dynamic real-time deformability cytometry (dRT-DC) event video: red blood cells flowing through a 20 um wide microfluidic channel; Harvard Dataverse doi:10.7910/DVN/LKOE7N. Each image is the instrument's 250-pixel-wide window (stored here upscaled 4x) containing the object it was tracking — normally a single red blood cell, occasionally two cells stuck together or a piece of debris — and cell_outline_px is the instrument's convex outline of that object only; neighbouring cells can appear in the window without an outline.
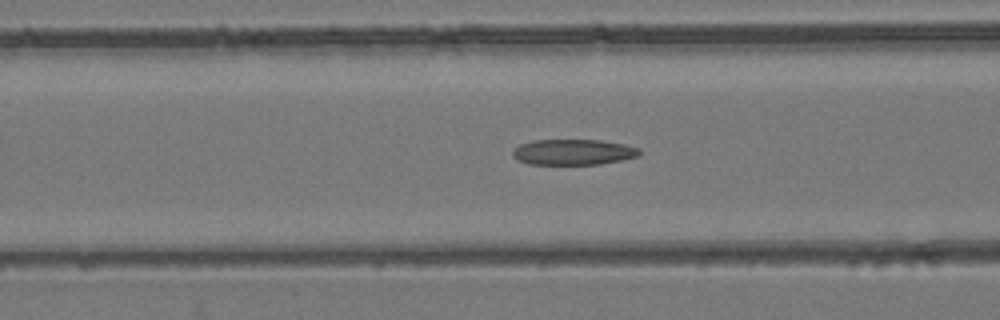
{"species": "common noctule bat (a hibernating species)", "species_latin": "Nyctalus noctula", "temperature_condition": "room temperature", "stored_images_in_passage": 49, "camera_frame_rate_fps": 3000, "um_per_image_px": 0.085, "animal": {"sex": "female", "body_mass_g": 24.6, "forearm_length_mm": 56.2}, "frame": {"image": 1, "passage_image": 17, "time_ms": 5.333, "image_size_px": [1000, 320], "cell_outline_px": [[640, 156], [600, 164], [528, 164], [516, 160], [512, 156], [512, 152], [520, 144], [532, 140], [600, 140], [624, 144], [640, 148]], "centroid_in_image_um": [48.72, 12.92], "position_along_channel_um": 117.9, "area_um2": 19.02}}
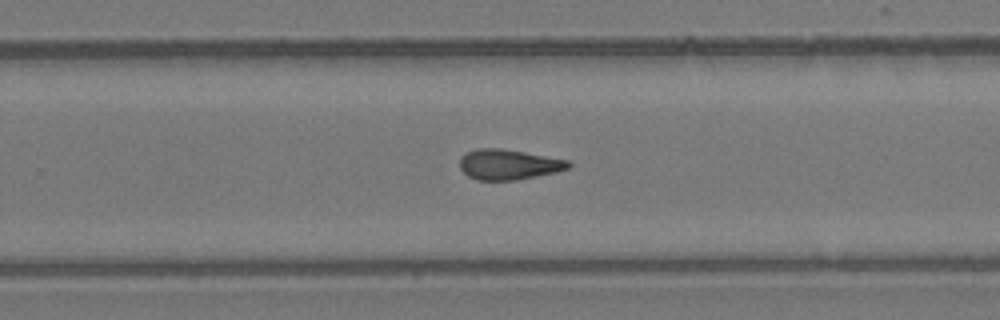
{"frame": {"image": 2, "passage_image": 30, "time_ms": 9.667, "image_size_px": [1000, 320], "cell_outline_px": [[572, 164], [568, 168], [556, 172], [516, 180], [476, 180], [468, 176], [460, 168], [460, 156], [464, 152], [476, 148], [500, 148], [524, 152], [568, 160]], "centroid_in_image_um": [43.18, 13.97], "position_along_channel_um": 286.6, "area_um2": 19.25}}
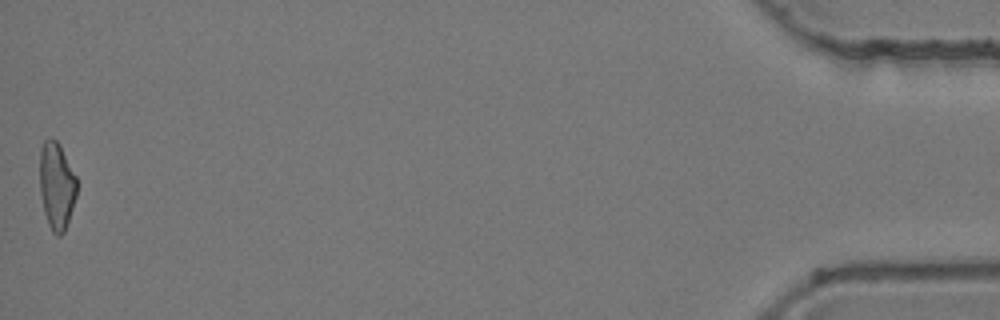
{"frame": {"image": 3, "passage_image": 49, "time_ms": 16.0, "image_size_px": [1000, 320], "cell_outline_px": [[76, 196], [64, 232], [60, 236], [56, 236], [52, 232], [48, 224], [44, 212], [40, 192], [40, 148], [44, 140], [56, 140], [60, 144], [76, 176]], "centroid_in_image_um": [4.8, 15.8], "position_along_channel_um": 430.4, "area_um2": 18.73}, "authors_computed_cell_mechanics": {"area_um2": 19.2474, "velocity_mm_per_s": 3.8995, "shape_relaxation_time_tau1_ms": null, "shape_relaxation_time_tau2_ms": 2.847, "deformation_change_tau1": null, "deformation_change_tau2": 0.1124}}